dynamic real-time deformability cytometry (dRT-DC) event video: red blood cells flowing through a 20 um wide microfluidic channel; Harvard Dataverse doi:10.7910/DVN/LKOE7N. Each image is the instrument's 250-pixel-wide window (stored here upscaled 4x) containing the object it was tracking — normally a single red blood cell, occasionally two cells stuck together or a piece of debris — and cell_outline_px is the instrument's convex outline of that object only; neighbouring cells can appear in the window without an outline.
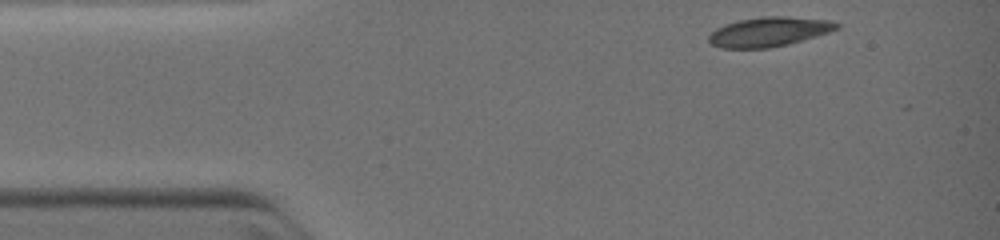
{"species": "common noctule bat (a hibernating species)", "species_latin": "Nyctalus noctula", "temperature_condition": "warm", "stored_images_in_passage": 4, "camera_frame_rate_fps": 3000, "um_per_image_px": 0.085, "animal": {"sex": "female", "body_mass_g": 19.0, "forearm_length_mm": 51.5}, "frame": {"image": 1, "passage_image": 1, "time_ms": 0.0, "image_size_px": [1000, 240], "cell_outline_px": [[840, 28], [816, 36], [788, 44], [768, 48], [720, 48], [712, 44], [708, 40], [708, 36], [716, 28], [724, 24], [740, 20], [764, 16], [788, 16], [832, 20], [840, 24]], "centroid_in_image_um": [65.38, 2.69], "position_along_channel_um": 19.6, "area_um2": 22.02}}